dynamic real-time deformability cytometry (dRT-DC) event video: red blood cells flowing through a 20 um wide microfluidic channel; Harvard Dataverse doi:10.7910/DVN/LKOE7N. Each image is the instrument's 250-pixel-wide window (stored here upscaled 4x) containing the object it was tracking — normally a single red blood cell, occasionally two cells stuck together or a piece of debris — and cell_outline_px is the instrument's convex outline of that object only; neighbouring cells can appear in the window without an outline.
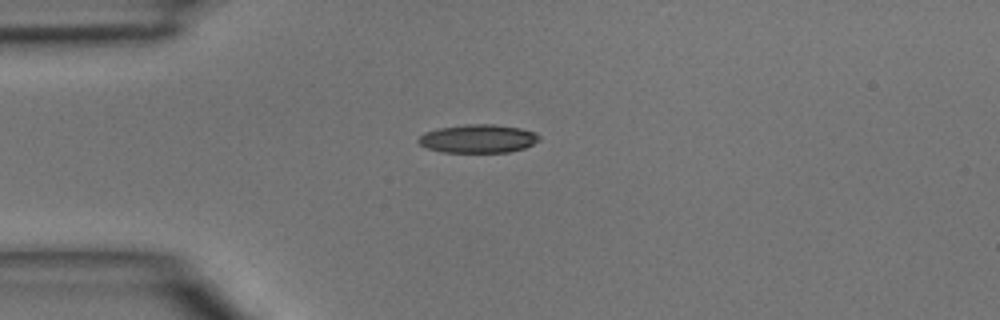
{"species": "common noctule bat (a hibernating species)", "species_latin": "Nyctalus noctula", "temperature_condition": "room temperature", "stored_images_in_passage": 36, "camera_frame_rate_fps": 3000, "um_per_image_px": 0.085, "animal": {"sex": "male", "body_mass_g": 15.6}, "frame": {"image": 1, "passage_image": 1, "time_ms": 0.0, "image_size_px": [1000, 320], "cell_outline_px": [[540, 140], [524, 148], [508, 152], [440, 152], [428, 148], [420, 144], [416, 140], [424, 132], [440, 128], [464, 124], [492, 124], [520, 128], [536, 132], [540, 136]], "centroid_in_image_um": [40.64, 11.78], "position_along_channel_um": 44.4, "area_um2": 20.0}}
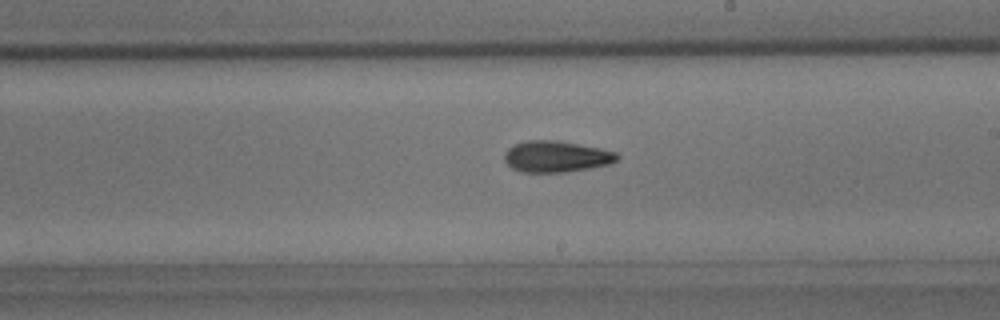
{"frame": {"image": 2, "passage_image": 16, "time_ms": 5.0, "image_size_px": [1000, 320], "cell_outline_px": [[620, 156], [616, 160], [608, 164], [588, 168], [564, 172], [520, 172], [512, 168], [504, 160], [504, 152], [508, 148], [524, 140], [556, 140], [600, 148], [616, 152]], "centroid_in_image_um": [47.24, 13.3], "position_along_channel_um": 241.8, "area_um2": 20.46}}
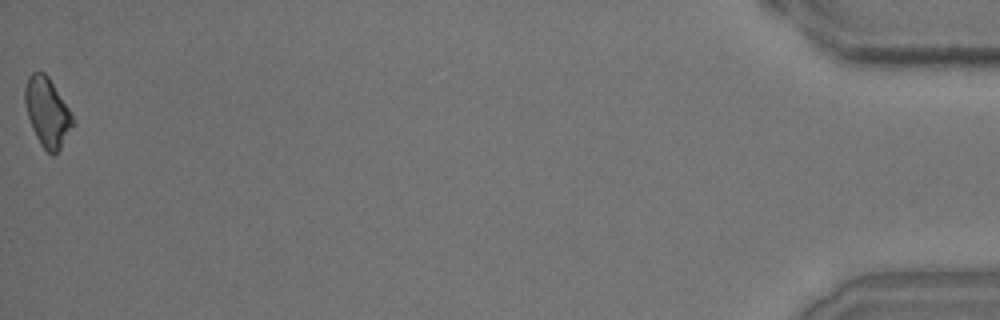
{"frame": {"image": 3, "passage_image": 36, "time_ms": 11.667, "image_size_px": [1000, 320], "cell_outline_px": [[76, 124], [60, 148], [52, 156], [40, 144], [32, 128], [24, 104], [24, 88], [28, 76], [32, 72], [44, 72], [48, 76], [68, 108]], "centroid_in_image_um": [4.01, 9.54], "position_along_channel_um": 431.2, "area_um2": 19.19}}